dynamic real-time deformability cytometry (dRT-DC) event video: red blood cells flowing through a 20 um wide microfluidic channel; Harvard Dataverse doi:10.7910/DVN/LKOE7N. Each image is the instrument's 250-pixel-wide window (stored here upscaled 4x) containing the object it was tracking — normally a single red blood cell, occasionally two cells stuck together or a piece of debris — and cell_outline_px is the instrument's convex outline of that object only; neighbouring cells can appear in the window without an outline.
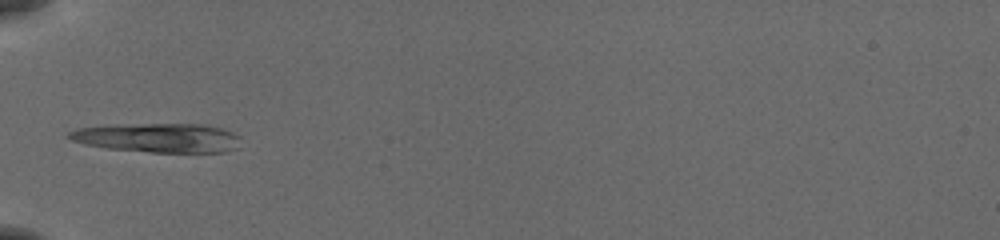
{"species": "common noctule bat (a hibernating species)", "species_latin": "Nyctalus noctula", "temperature_condition": "cold", "stored_images_in_passage": 34, "camera_frame_rate_fps": 3000, "um_per_image_px": 0.085, "animal": {"sex": "female", "body_mass_g": 19.5, "forearm_length_mm": 54.1}, "frame": {"image": 1, "passage_image": 1, "time_ms": 0.0, "image_size_px": [1000, 240], "cell_outline_px": [[240, 148], [224, 152], [152, 152], [108, 148], [84, 144], [72, 140], [64, 136], [68, 132], [76, 128], [116, 124], [204, 124], [220, 128], [232, 132], [240, 136]], "centroid_in_image_um": [13.44, 11.71], "position_along_channel_um": 71.6, "area_um2": 29.48}}
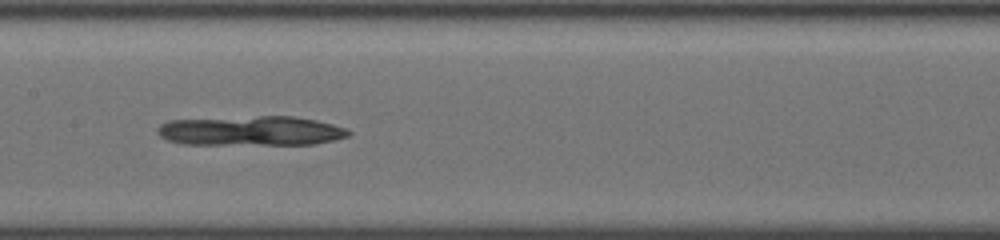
{"frame": {"image": 2, "passage_image": 10, "time_ms": 3.0, "image_size_px": [1000, 240], "cell_outline_px": [[352, 132], [348, 136], [336, 140], [316, 144], [180, 144], [168, 140], [160, 136], [156, 132], [156, 128], [160, 124], [168, 120], [260, 116], [296, 116], [316, 120], [348, 128]], "centroid_in_image_um": [21.35, 11.12], "position_along_channel_um": 186.0, "area_um2": 33.23}}
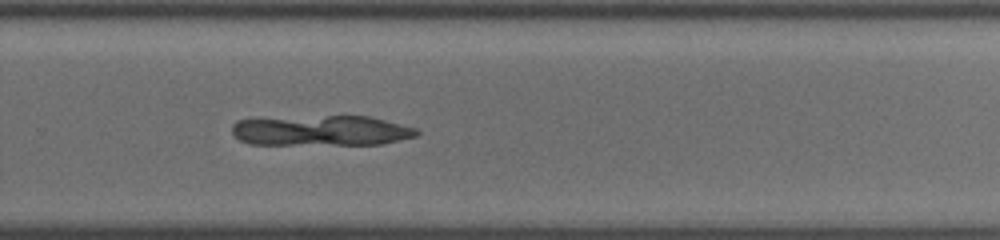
{"frame": {"image": 3, "passage_image": 19, "time_ms": 6.0, "image_size_px": [1000, 240], "cell_outline_px": [[420, 132], [416, 136], [384, 144], [248, 144], [240, 140], [232, 132], [232, 124], [236, 120], [328, 116], [368, 116], [416, 128]], "centroid_in_image_um": [27.33, 11.11], "position_along_channel_um": 302.5, "area_um2": 32.25}}